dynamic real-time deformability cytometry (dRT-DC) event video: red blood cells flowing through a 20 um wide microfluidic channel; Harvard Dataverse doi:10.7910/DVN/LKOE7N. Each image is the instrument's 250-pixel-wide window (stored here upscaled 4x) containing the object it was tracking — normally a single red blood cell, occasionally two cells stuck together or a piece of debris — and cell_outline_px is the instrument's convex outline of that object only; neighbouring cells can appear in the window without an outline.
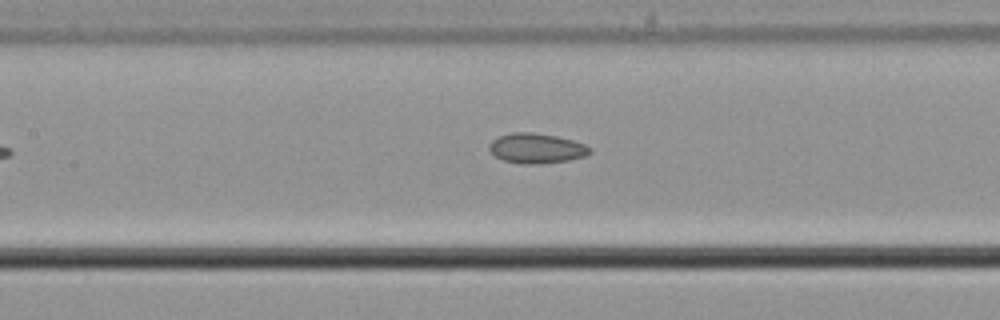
{"species": "common noctule bat (a hibernating species)", "species_latin": "Nyctalus noctula", "temperature_condition": "cold", "stored_images_in_passage": 7, "camera_frame_rate_fps": 3000, "um_per_image_px": 0.085, "animal": {"sex": "male", "body_mass_g": 21.5, "forearm_length_mm": 52.0}, "frame": {"image": 1, "passage_image": 5, "time_ms": 1.333, "image_size_px": [1000, 320], "cell_outline_px": [[592, 152], [584, 156], [568, 160], [540, 164], [520, 164], [504, 160], [496, 156], [488, 148], [492, 140], [500, 136], [512, 132], [532, 132], [556, 136], [572, 140], [584, 144], [592, 148]], "centroid_in_image_um": [45.61, 12.61], "position_along_channel_um": 161.8, "area_um2": 17.51}}